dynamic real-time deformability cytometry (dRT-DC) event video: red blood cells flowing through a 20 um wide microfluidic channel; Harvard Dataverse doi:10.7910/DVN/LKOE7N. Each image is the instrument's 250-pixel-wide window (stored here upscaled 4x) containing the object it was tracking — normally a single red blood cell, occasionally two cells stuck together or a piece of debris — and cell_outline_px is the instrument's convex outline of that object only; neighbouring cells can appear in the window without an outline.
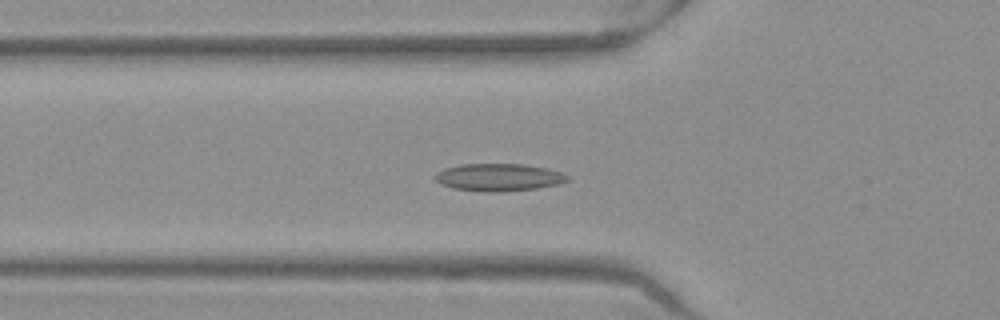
{"species": "Egyptian fruit bat (a non-hibernating species)", "species_latin": "Rousettus aegyptiacus", "temperature_condition": "warm", "stored_images_in_passage": 52, "camera_frame_rate_fps": 3000, "um_per_image_px": 0.085, "frame": {"image": 1, "passage_image": 19, "time_ms": 6.0, "image_size_px": [1000, 320], "cell_outline_px": [[572, 180], [560, 184], [536, 188], [496, 192], [484, 192], [452, 188], [440, 184], [432, 176], [436, 172], [444, 168], [460, 164], [524, 164], [548, 168], [560, 172], [568, 176]], "centroid_in_image_um": [42.38, 15.07], "position_along_channel_um": 83.4, "area_um2": 21.44}}
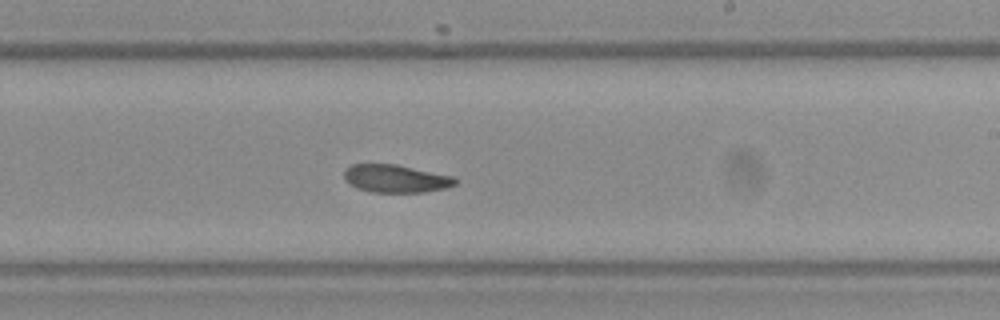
{"frame": {"image": 2, "passage_image": 32, "time_ms": 10.333, "image_size_px": [1000, 320], "cell_outline_px": [[460, 180], [456, 184], [448, 188], [424, 192], [372, 192], [356, 188], [348, 184], [344, 180], [344, 168], [352, 164], [396, 164], [456, 176]], "centroid_in_image_um": [33.67, 15.18], "position_along_channel_um": 255.3, "area_um2": 18.5}}
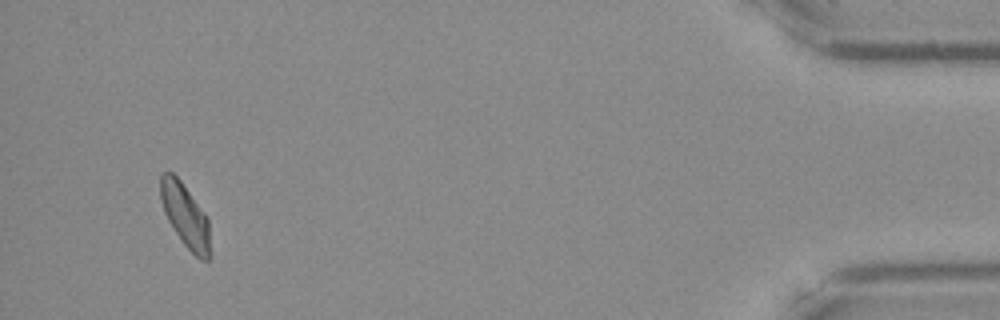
{"frame": {"image": 3, "passage_image": 50, "time_ms": 16.333, "image_size_px": [1000, 320], "cell_outline_px": [[212, 256], [208, 260], [200, 260], [184, 244], [168, 220], [164, 212], [160, 200], [160, 176], [164, 172], [172, 172], [180, 180], [208, 216]], "centroid_in_image_um": [15.78, 18.35], "position_along_channel_um": 419.4, "area_um2": 18.61}, "authors_computed_cell_mechanics": {"area_um2": 19.2185, "velocity_mm_per_s": 3.9568, "shape_relaxation_time_tau1_ms": null, "shape_relaxation_time_tau2_ms": 8.3828, "deformation_change_tau1": null, "deformation_change_tau2": 0.1237}}